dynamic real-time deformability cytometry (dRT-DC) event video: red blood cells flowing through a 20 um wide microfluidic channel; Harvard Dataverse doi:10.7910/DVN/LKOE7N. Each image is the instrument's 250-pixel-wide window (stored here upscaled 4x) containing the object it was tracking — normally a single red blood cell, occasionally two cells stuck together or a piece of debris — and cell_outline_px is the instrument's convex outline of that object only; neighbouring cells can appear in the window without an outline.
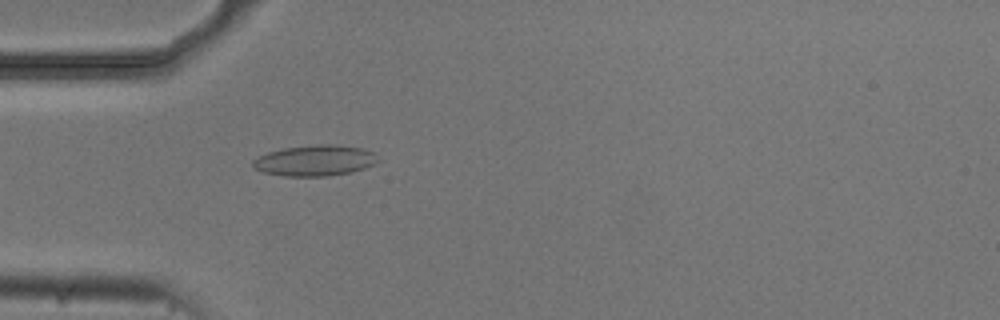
{"species": "common noctule bat (a hibernating species)", "species_latin": "Nyctalus noctula", "temperature_condition": "cold", "stored_images_in_passage": 39, "camera_frame_rate_fps": 3000, "um_per_image_px": 0.085, "animal": {"sex": "male", "body_mass_g": 20.5, "forearm_length_mm": 52.5}, "frame": {"image": 1, "passage_image": 1, "time_ms": 0.0, "image_size_px": [1000, 320], "cell_outline_px": [[380, 160], [376, 164], [352, 172], [328, 176], [284, 176], [264, 172], [252, 168], [252, 160], [268, 152], [284, 148], [320, 144], [332, 144], [364, 148], [376, 152]], "centroid_in_image_um": [26.82, 13.64], "position_along_channel_um": 58.2, "area_um2": 22.72}}
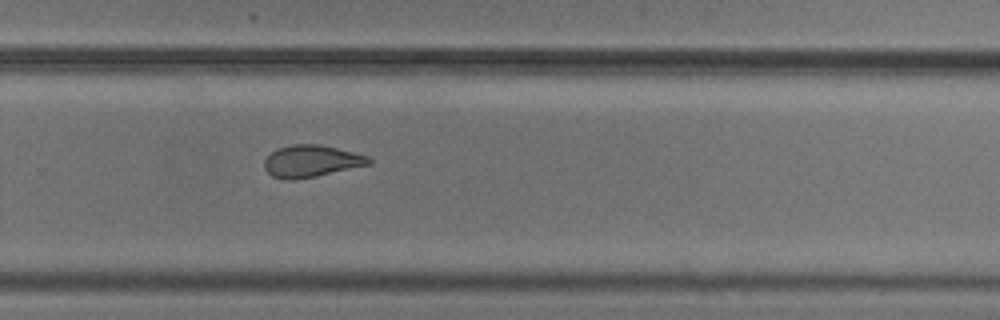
{"frame": {"image": 2, "passage_image": 21, "time_ms": 6.667, "image_size_px": [1000, 320], "cell_outline_px": [[372, 164], [316, 176], [292, 180], [284, 180], [272, 176], [264, 168], [264, 160], [276, 148], [292, 144], [320, 144], [368, 156], [372, 160]], "centroid_in_image_um": [26.44, 13.7], "position_along_channel_um": 303.4, "area_um2": 19.48}}
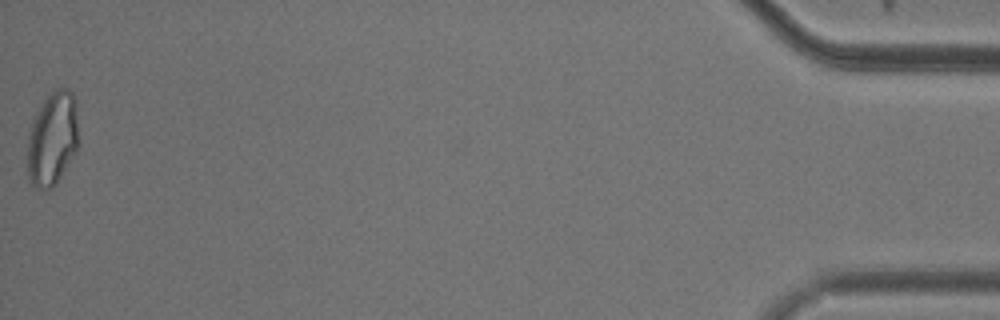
{"frame": {"image": 3, "passage_image": 39, "time_ms": 12.667, "image_size_px": [1000, 320], "cell_outline_px": [[80, 144], [76, 152], [56, 184], [52, 188], [36, 188], [28, 180], [28, 136], [32, 116], [44, 100], [56, 88], [68, 88], [72, 92], [76, 100]], "centroid_in_image_um": [4.48, 11.76], "position_along_channel_um": 430.7, "area_um2": 28.61}, "authors_computed_cell_mechanics": {"area_um2": 20.2878, "velocity_mm_per_s": 3.7213, "shape_relaxation_time_tau1_ms": null, "shape_relaxation_time_tau2_ms": 2.0726, "deformation_change_tau1": null, "deformation_change_tau2": 0.0752}}